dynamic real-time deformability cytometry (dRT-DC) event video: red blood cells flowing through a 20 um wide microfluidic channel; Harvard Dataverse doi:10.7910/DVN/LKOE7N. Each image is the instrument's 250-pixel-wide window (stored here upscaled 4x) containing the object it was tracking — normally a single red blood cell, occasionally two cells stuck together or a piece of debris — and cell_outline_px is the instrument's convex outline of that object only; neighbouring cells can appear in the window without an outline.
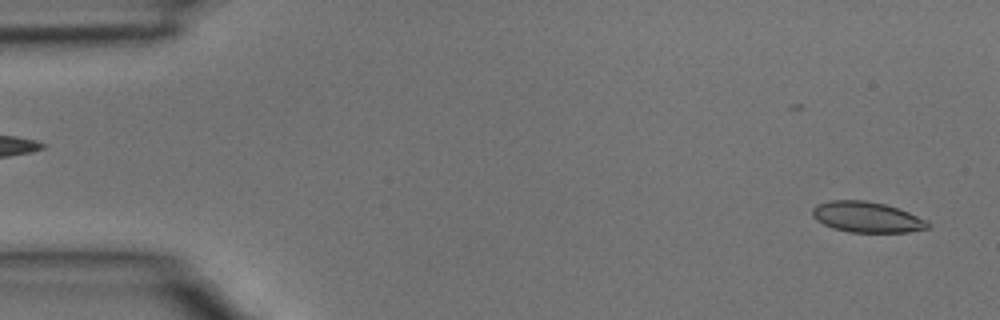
{"species": "common noctule bat (a hibernating species)", "species_latin": "Nyctalus noctula", "temperature_condition": "room temperature", "stored_images_in_passage": 4, "segment_of_instrument_passage": [2, 2], "camera_frame_rate_fps": 3000, "um_per_image_px": 0.085, "animal": {"sex": "male", "body_mass_g": 15.6}, "frame": {"image": 1, "passage_image": 4, "time_ms": 1.0, "image_size_px": [1000, 320], "cell_outline_px": [[932, 224], [928, 228], [908, 232], [848, 232], [832, 228], [816, 220], [812, 216], [812, 208], [816, 204], [832, 200], [864, 200], [884, 204], [908, 212]], "centroid_in_image_um": [73.64, 18.45], "position_along_channel_um": 11.4, "area_um2": 20.52}}